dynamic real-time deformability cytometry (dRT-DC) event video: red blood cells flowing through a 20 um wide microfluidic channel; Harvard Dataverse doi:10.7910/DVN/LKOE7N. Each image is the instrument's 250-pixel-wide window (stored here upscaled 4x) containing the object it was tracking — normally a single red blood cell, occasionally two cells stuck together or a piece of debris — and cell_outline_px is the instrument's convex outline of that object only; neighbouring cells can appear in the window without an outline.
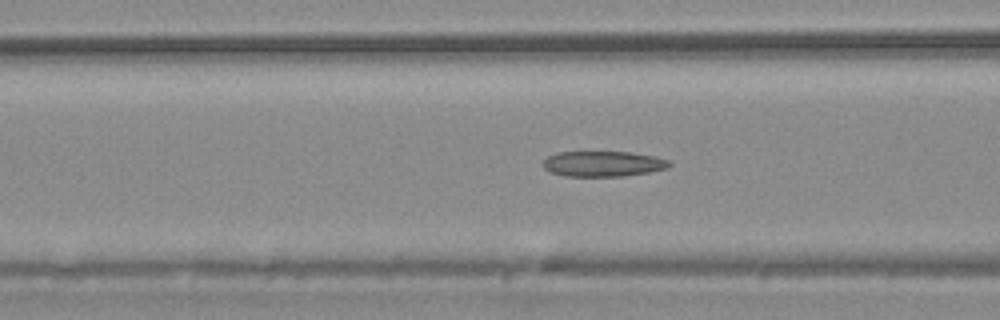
{"species": "common noctule bat (a hibernating species)", "species_latin": "Nyctalus noctula", "temperature_condition": "warm", "stored_images_in_passage": 55, "camera_frame_rate_fps": 3000, "um_per_image_px": 0.085, "animal": {"sex": "male", "body_mass_g": 20.4}, "frame": {"image": 1, "passage_image": 22, "time_ms": 7.0, "image_size_px": [1000, 320], "cell_outline_px": [[672, 164], [668, 168], [648, 172], [624, 176], [568, 176], [548, 172], [544, 168], [544, 160], [548, 156], [556, 152], [632, 152], [656, 156], [668, 160]], "centroid_in_image_um": [51.27, 13.92], "position_along_channel_um": 115.3, "area_um2": 18.79}}
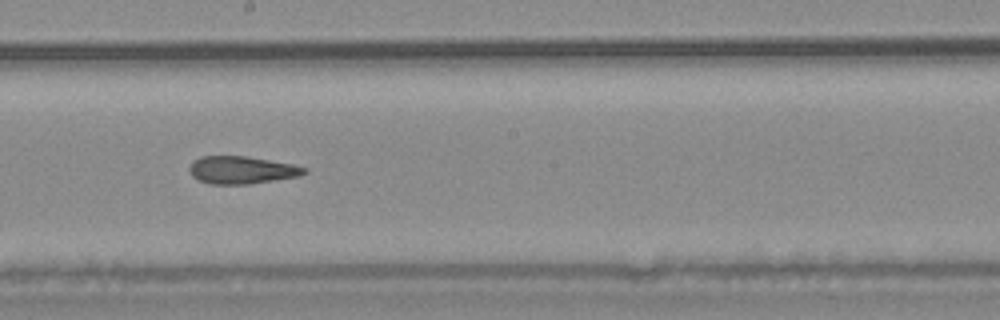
{"frame": {"image": 2, "passage_image": 31, "time_ms": 10.0, "image_size_px": [1000, 320], "cell_outline_px": [[308, 172], [300, 176], [248, 184], [208, 184], [196, 180], [192, 176], [188, 168], [192, 160], [200, 156], [244, 156], [292, 164], [308, 168]], "centroid_in_image_um": [20.5, 14.45], "position_along_channel_um": 227.7, "area_um2": 18.61}}
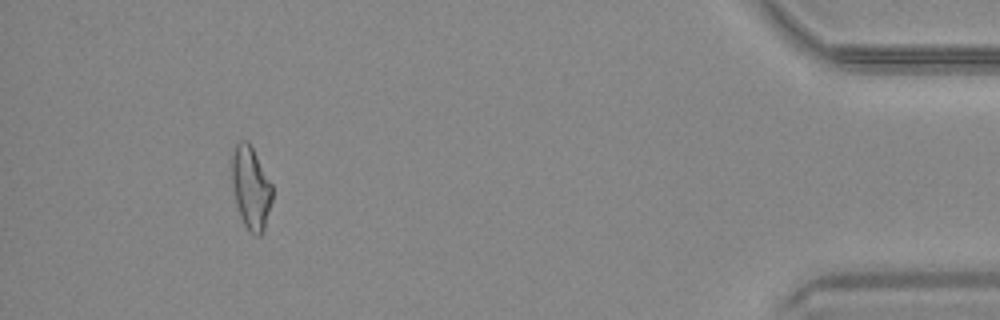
{"frame": {"image": 3, "passage_image": 51, "time_ms": 16.667, "image_size_px": [1000, 320], "cell_outline_px": [[272, 200], [264, 228], [260, 236], [256, 236], [248, 232], [240, 216], [236, 204], [232, 184], [232, 156], [236, 144], [240, 140], [248, 140], [272, 184]], "centroid_in_image_um": [21.32, 15.98], "position_along_channel_um": 413.9, "area_um2": 19.42}, "authors_computed_cell_mechanics": {"area_um2": 19.7098, "velocity_mm_per_s": 3.7384, "shape_relaxation_time_tau1_ms": null, "shape_relaxation_time_tau2_ms": 2.4448, "deformation_change_tau1": null, "deformation_change_tau2": 0.1119}}